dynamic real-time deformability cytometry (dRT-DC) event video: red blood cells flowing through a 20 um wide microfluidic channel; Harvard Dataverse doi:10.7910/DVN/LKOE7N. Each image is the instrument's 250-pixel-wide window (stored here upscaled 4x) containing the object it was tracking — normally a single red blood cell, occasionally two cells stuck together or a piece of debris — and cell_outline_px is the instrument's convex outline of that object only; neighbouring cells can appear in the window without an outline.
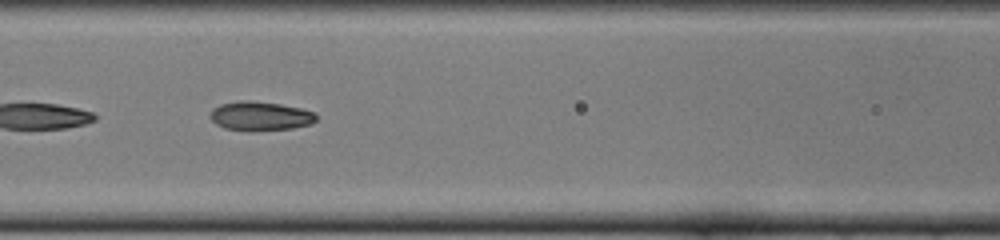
{"species": "common noctule bat (a hibernating species)", "species_latin": "Nyctalus noctula", "temperature_condition": "cold", "stored_images_in_passage": 51, "camera_frame_rate_fps": 3000, "um_per_image_px": 0.085, "animal": {"sex": "female", "body_mass_g": 22.0, "forearm_length_mm": 56.7}, "frame": {"image": 1, "passage_image": 22, "time_ms": 7.0, "image_size_px": [1000, 240], "cell_outline_px": [[316, 120], [312, 124], [292, 128], [252, 132], [248, 132], [224, 128], [216, 124], [208, 116], [212, 108], [220, 104], [240, 100], [248, 100], [280, 104], [300, 108], [316, 112]], "centroid_in_image_um": [22.09, 9.88], "position_along_channel_um": 144.5, "area_um2": 18.38}, "authors_computed_cell_mechanics": {"area_um2": 18.6116, "velocity_mm_per_s": 3.9092, "shape_relaxation_time_tau1_ms": 2.8689, "shape_relaxation_time_tau2_ms": 2.7857, "deformation_change_tau1": 0.1372, "deformation_change_tau2": 0.0871}}